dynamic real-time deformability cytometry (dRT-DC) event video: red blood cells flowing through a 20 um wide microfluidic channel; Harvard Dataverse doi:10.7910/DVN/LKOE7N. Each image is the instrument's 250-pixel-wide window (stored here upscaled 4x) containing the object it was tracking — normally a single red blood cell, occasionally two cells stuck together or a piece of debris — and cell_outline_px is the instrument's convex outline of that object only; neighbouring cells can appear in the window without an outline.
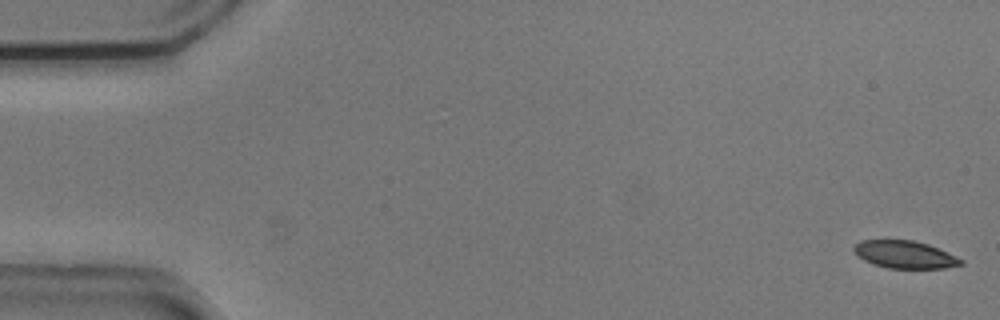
{"species": "common noctule bat (a hibernating species)", "species_latin": "Nyctalus noctula", "temperature_condition": "cold", "stored_images_in_passage": 50, "camera_frame_rate_fps": 3000, "um_per_image_px": 0.085, "animal": {"sex": "male", "body_mass_g": 20.5, "forearm_length_mm": 52.5}, "frame": {"image": 1, "passage_image": 1, "time_ms": 0.0, "image_size_px": [1000, 320], "cell_outline_px": [[964, 264], [944, 268], [888, 268], [872, 264], [864, 260], [852, 248], [860, 240], [912, 240], [928, 244], [956, 256], [964, 260]], "centroid_in_image_um": [76.92, 21.64], "position_along_channel_um": 8.1, "area_um2": 17.05}}
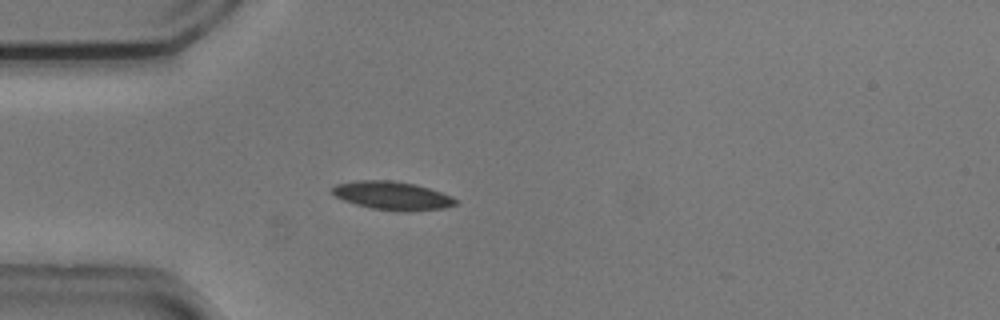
{"frame": {"image": 2, "passage_image": 15, "time_ms": 4.667, "image_size_px": [1000, 320], "cell_outline_px": [[460, 200], [456, 204], [444, 208], [400, 212], [372, 208], [356, 204], [344, 200], [336, 196], [332, 192], [332, 188], [336, 184], [356, 180], [388, 180], [416, 184], [452, 196]], "centroid_in_image_um": [33.37, 16.63], "position_along_channel_um": 51.6, "area_um2": 20.35}}
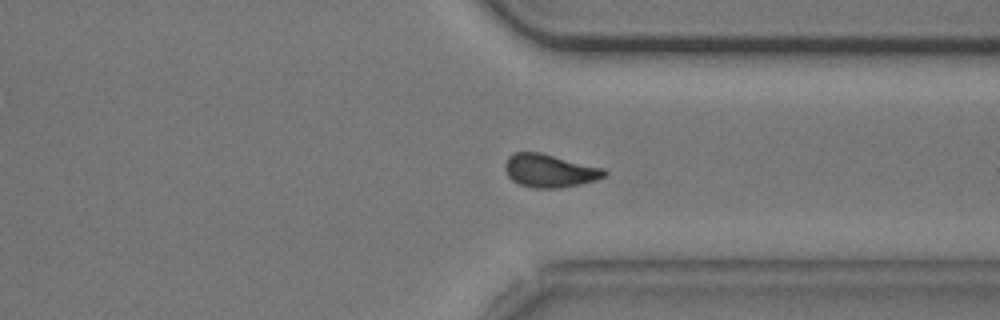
{"frame": {"image": 3, "passage_image": 41, "time_ms": 13.333, "image_size_px": [1000, 320], "cell_outline_px": [[608, 172], [604, 176], [596, 180], [580, 184], [560, 188], [532, 188], [520, 184], [512, 180], [508, 176], [504, 168], [504, 164], [508, 156], [512, 152], [540, 152], [604, 168]], "centroid_in_image_um": [46.7, 14.5], "position_along_channel_um": 364.7, "area_um2": 19.31}, "authors_computed_cell_mechanics": {"area_um2": 19.3052, "velocity_mm_per_s": 3.7178, "shape_relaxation_time_tau1_ms": 4.6649, "shape_relaxation_time_tau2_ms": 7.5154, "deformation_change_tau1": 0.1127, "deformation_change_tau2": 0.1012}}